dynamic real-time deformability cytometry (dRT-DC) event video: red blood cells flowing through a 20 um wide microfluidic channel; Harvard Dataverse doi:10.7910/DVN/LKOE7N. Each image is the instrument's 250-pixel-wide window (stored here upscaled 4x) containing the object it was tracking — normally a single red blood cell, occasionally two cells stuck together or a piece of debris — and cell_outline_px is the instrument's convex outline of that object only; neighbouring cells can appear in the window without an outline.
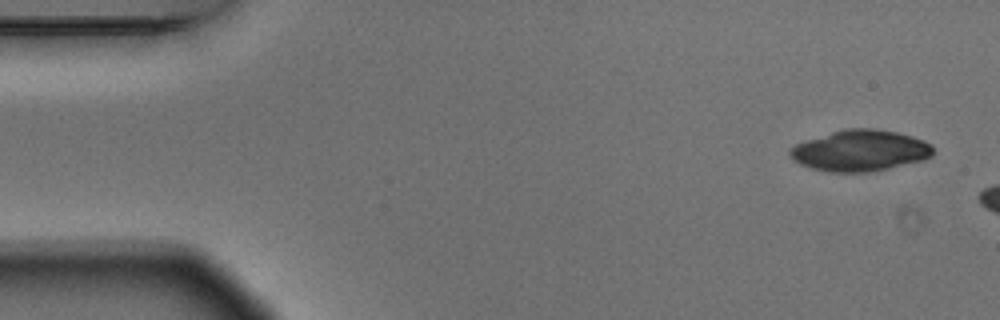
{"species": "Egyptian fruit bat (a non-hibernating species)", "species_latin": "Rousettus aegyptiacus", "temperature_condition": "warm", "stored_images_in_passage": 9, "camera_frame_rate_fps": 3000, "um_per_image_px": 0.085, "animal": {"sex": "male"}, "frame": {"image": 1, "passage_image": 1, "time_ms": 0.0, "image_size_px": [1000, 320], "cell_outline_px": [[932, 156], [924, 160], [888, 168], [868, 172], [832, 172], [812, 168], [800, 164], [788, 152], [796, 144], [844, 128], [876, 128], [896, 132], [912, 136], [924, 140], [932, 144]], "centroid_in_image_um": [73.16, 12.79], "position_along_channel_um": 11.8, "area_um2": 33.99}}